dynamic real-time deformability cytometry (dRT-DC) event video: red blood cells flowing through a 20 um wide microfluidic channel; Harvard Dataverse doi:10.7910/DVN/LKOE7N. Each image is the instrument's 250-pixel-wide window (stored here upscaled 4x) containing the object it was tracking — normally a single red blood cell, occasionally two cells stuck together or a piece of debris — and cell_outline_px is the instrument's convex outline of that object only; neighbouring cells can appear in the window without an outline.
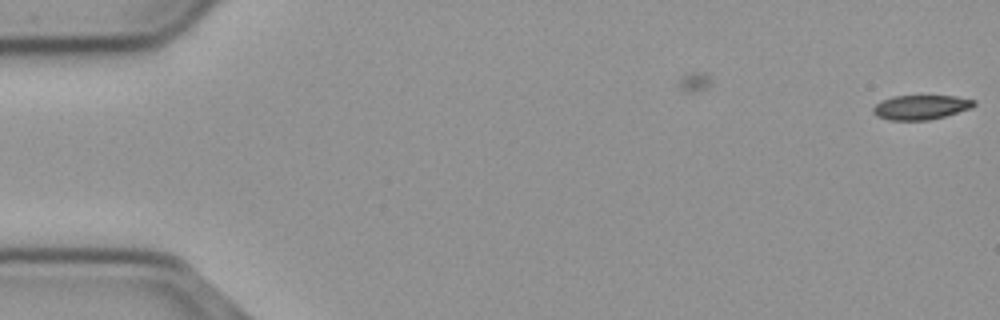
{"species": "common noctule bat (a hibernating species)", "species_latin": "Nyctalus noctula", "temperature_condition": "cold", "stored_images_in_passage": 2, "camera_frame_rate_fps": 3000, "um_per_image_px": 0.085, "animal": {"sex": "male", "body_mass_g": 23.1, "forearm_length_mm": 52.7}, "frame": {"image": 1, "passage_image": 2, "time_ms": 0.333, "image_size_px": [1000, 320], "cell_outline_px": [[976, 104], [972, 108], [944, 116], [928, 120], [888, 120], [876, 116], [872, 112], [872, 108], [880, 100], [892, 96], [956, 96], [976, 100]], "centroid_in_image_um": [78.25, 9.11], "position_along_channel_um": 6.8, "area_um2": 14.51}}